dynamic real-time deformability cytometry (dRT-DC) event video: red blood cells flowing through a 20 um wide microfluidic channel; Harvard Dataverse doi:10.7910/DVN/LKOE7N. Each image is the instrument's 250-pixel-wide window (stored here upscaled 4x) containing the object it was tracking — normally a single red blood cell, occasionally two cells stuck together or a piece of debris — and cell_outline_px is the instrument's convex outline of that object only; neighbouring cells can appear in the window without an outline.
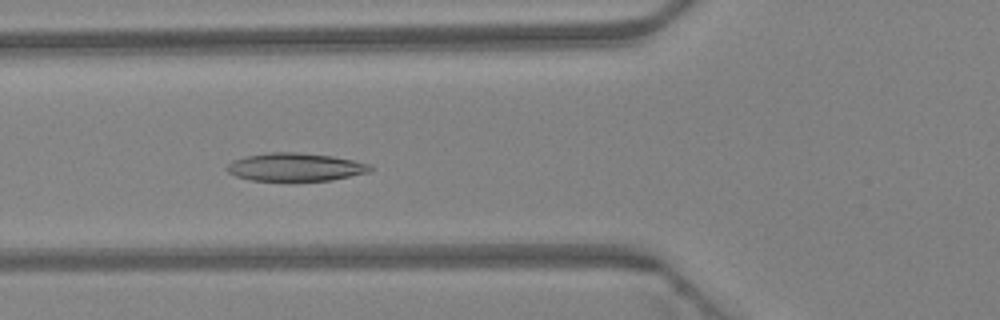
{"species": "Egyptian fruit bat (a non-hibernating species)", "species_latin": "Rousettus aegyptiacus", "temperature_condition": "warm", "stored_images_in_passage": 46, "camera_frame_rate_fps": 3000, "um_per_image_px": 0.085, "animal": {"sex": "female"}, "frame": {"image": 1, "passage_image": 17, "time_ms": 5.333, "image_size_px": [1000, 320], "cell_outline_px": [[372, 168], [368, 172], [332, 180], [248, 180], [236, 176], [228, 172], [224, 168], [232, 160], [244, 156], [268, 152], [296, 152], [332, 156], [352, 160], [368, 164]], "centroid_in_image_um": [25.03, 14.19], "position_along_channel_um": 100.8, "area_um2": 23.29}}
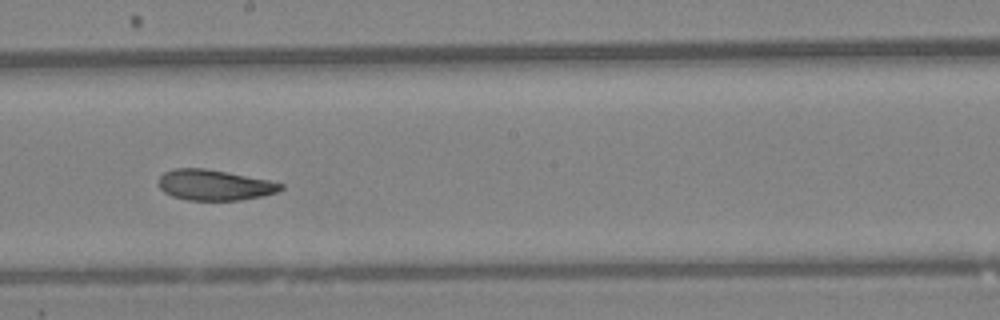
{"frame": {"image": 2, "passage_image": 26, "time_ms": 8.333, "image_size_px": [1000, 320], "cell_outline_px": [[284, 188], [276, 192], [260, 196], [240, 200], [188, 200], [172, 196], [164, 192], [156, 184], [160, 176], [164, 172], [176, 168], [204, 168], [268, 180], [284, 184]], "centroid_in_image_um": [18.18, 15.73], "position_along_channel_um": 230.0, "area_um2": 21.68}}
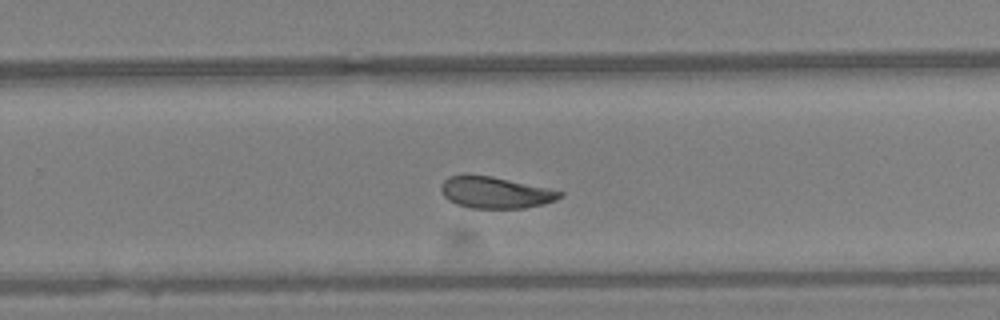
{"frame": {"image": 3, "passage_image": 30, "time_ms": 9.667, "image_size_px": [1000, 320], "cell_outline_px": [[564, 196], [556, 200], [544, 204], [524, 208], [472, 208], [456, 204], [448, 200], [444, 196], [440, 188], [440, 184], [448, 176], [492, 176], [548, 188], [564, 192]], "centroid_in_image_um": [42.13, 16.38], "position_along_channel_um": 287.7, "area_um2": 21.68}, "authors_computed_cell_mechanics": {"area_um2": 23.12, "velocity_mm_per_s": 4.3293, "shape_relaxation_time_tau1_ms": 5.3985, "shape_relaxation_time_tau2_ms": 3.1167, "deformation_change_tau1": 0.142, "deformation_change_tau2": 0.0986}}